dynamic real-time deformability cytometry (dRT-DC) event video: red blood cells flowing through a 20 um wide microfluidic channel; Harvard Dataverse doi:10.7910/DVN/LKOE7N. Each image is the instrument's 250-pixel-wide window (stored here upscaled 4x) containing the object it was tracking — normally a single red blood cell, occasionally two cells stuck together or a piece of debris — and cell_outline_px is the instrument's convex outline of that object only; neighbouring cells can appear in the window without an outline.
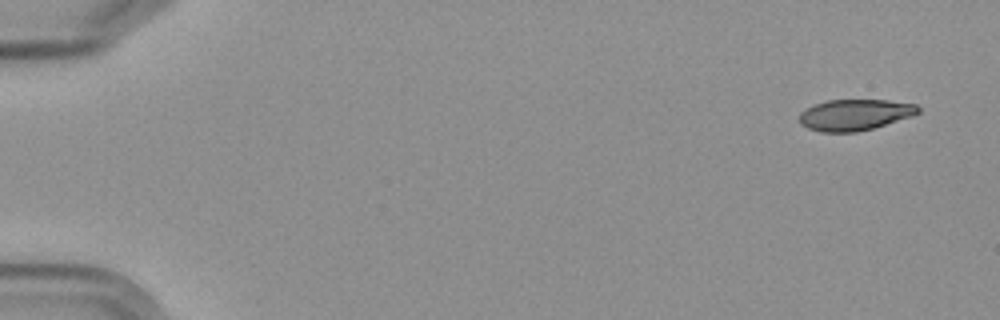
{"species": "Egyptian fruit bat (a non-hibernating species)", "species_latin": "Rousettus aegyptiacus", "temperature_condition": "cold", "stored_images_in_passage": 6, "segment_of_instrument_passage": [1, 2], "camera_frame_rate_fps": 3000, "um_per_image_px": 0.085, "frame": {"image": 1, "passage_image": 1, "time_ms": 0.0, "image_size_px": [1000, 320], "cell_outline_px": [[920, 112], [912, 116], [872, 128], [856, 132], [820, 132], [808, 128], [800, 124], [800, 112], [804, 108], [828, 100], [888, 100], [916, 104], [920, 108]], "centroid_in_image_um": [72.65, 9.75], "position_along_channel_um": 12.4, "area_um2": 21.5}}
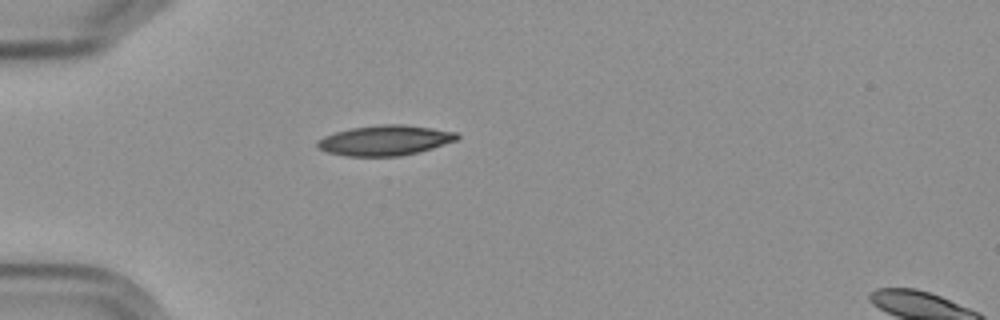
{"frame": {"image": 2, "passage_image": 5, "time_ms": 4.667, "image_size_px": [1000, 320], "cell_outline_px": [[460, 136], [456, 140], [420, 152], [400, 156], [348, 156], [328, 152], [316, 148], [316, 140], [324, 136], [336, 132], [352, 128], [380, 124], [404, 124], [432, 128], [456, 132]], "centroid_in_image_um": [32.71, 11.93], "position_along_channel_um": 52.3, "area_um2": 24.57}}